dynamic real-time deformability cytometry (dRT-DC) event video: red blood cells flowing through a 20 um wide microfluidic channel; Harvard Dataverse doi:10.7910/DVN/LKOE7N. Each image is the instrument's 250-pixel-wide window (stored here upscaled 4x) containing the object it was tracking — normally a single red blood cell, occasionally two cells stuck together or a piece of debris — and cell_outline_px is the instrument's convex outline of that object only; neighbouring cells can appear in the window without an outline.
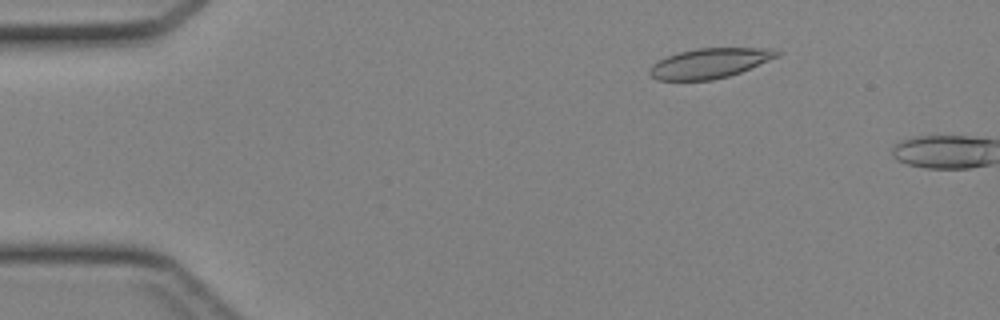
{"species": "Egyptian fruit bat (a non-hibernating species)", "species_latin": "Rousettus aegyptiacus", "temperature_condition": "cold", "stored_images_in_passage": 6, "camera_frame_rate_fps": 3000, "um_per_image_px": 0.085, "animal": {"sex": "female"}, "frame": {"image": 1, "passage_image": 4, "time_ms": 1.0, "image_size_px": [1000, 320], "cell_outline_px": [[780, 56], [740, 72], [728, 76], [712, 80], [656, 80], [648, 72], [648, 68], [652, 64], [668, 56], [680, 52], [696, 48], [776, 48], [780, 52]], "centroid_in_image_um": [60.33, 5.37], "position_along_channel_um": 24.7, "area_um2": 22.2}}